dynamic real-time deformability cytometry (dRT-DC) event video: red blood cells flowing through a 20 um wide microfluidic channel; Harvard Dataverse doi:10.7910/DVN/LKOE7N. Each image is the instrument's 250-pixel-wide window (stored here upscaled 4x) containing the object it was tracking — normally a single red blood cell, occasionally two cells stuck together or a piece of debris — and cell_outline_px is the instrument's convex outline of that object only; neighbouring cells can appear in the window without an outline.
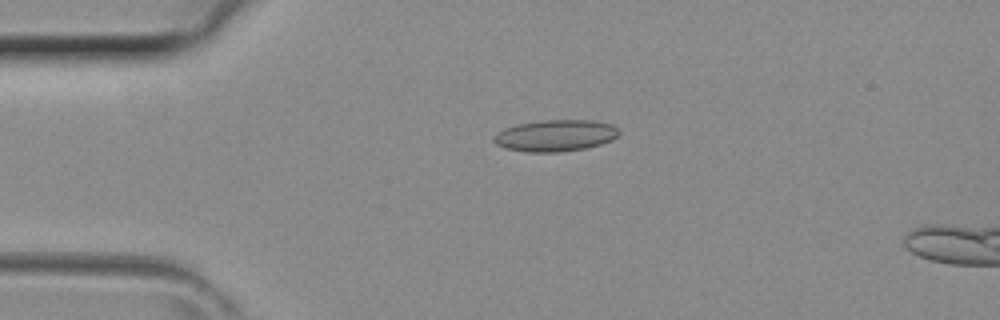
{"species": "common noctule bat (a hibernating species)", "species_latin": "Nyctalus noctula", "temperature_condition": "room temperature", "stored_images_in_passage": 10, "camera_frame_rate_fps": 3000, "um_per_image_px": 0.085, "animal": {"sex": "female", "body_mass_g": 29.2, "forearm_length_mm": 56.3}, "frame": {"image": 1, "passage_image": 6, "time_ms": 1.667, "image_size_px": [1000, 320], "cell_outline_px": [[620, 132], [612, 140], [600, 144], [584, 148], [560, 152], [528, 152], [504, 148], [496, 144], [492, 140], [492, 136], [496, 132], [504, 128], [516, 124], [540, 120], [592, 120], [612, 124]], "centroid_in_image_um": [47.16, 11.52], "position_along_channel_um": 37.8, "area_um2": 23.18}}